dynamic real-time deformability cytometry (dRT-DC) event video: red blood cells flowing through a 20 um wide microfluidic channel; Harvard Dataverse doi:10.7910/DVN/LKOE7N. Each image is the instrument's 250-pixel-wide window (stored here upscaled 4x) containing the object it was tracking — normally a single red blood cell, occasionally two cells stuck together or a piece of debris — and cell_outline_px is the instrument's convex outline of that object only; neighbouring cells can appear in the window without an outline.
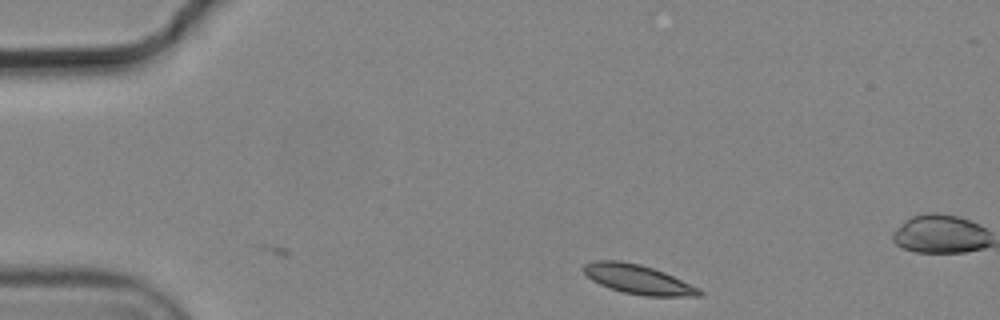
{"species": "common noctule bat (a hibernating species)", "species_latin": "Nyctalus noctula", "temperature_condition": "cold", "stored_images_in_passage": 8, "camera_frame_rate_fps": 3000, "um_per_image_px": 0.085, "animal": {"sex": "male", "body_mass_g": 19.2, "forearm_length_mm": 51.8}, "frame": {"image": 1, "passage_image": 1, "time_ms": 0.0, "image_size_px": [1000, 320], "cell_outline_px": [[704, 292], [700, 296], [644, 296], [624, 292], [608, 288], [592, 280], [580, 268], [584, 264], [592, 260], [620, 260], [640, 264], [664, 272], [700, 288]], "centroid_in_image_um": [54.21, 23.73], "position_along_channel_um": 30.8, "area_um2": 19.88}}